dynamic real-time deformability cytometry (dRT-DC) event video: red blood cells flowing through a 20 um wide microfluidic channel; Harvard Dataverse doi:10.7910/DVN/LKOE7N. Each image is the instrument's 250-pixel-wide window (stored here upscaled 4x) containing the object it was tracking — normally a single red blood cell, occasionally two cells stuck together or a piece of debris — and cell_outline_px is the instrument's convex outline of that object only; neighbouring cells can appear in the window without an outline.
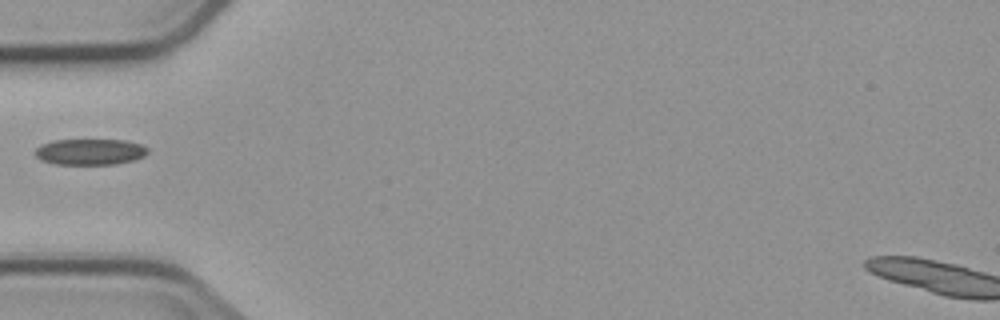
{"species": "common noctule bat (a hibernating species)", "species_latin": "Nyctalus noctula", "temperature_condition": "cold", "stored_images_in_passage": 4, "camera_frame_rate_fps": 3000, "um_per_image_px": 0.085, "animal": {"sex": "male", "body_mass_g": 23.1, "forearm_length_mm": 52.7}, "frame": {"image": 1, "passage_image": 4, "time_ms": 3.0, "image_size_px": [1000, 320], "cell_outline_px": [[148, 152], [144, 156], [132, 160], [116, 164], [56, 164], [40, 160], [36, 156], [36, 148], [40, 144], [52, 140], [128, 140], [140, 144], [148, 148]], "centroid_in_image_um": [7.64, 12.9], "position_along_channel_um": 77.4, "area_um2": 17.11}}